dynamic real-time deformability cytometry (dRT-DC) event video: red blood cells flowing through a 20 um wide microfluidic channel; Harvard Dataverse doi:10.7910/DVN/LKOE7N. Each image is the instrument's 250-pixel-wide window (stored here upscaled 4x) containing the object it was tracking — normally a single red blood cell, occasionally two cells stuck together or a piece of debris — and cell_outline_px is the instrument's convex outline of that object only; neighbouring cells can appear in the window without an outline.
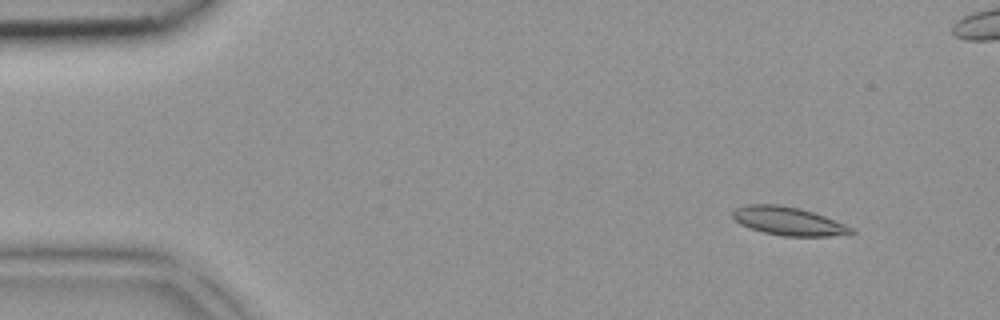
{"species": "common noctule bat (a hibernating species)", "species_latin": "Nyctalus noctula", "temperature_condition": "room temperature", "stored_images_in_passage": 3, "camera_frame_rate_fps": 3000, "um_per_image_px": 0.085, "animal": {"sex": "female", "body_mass_g": 18.4}, "frame": {"image": 1, "passage_image": 2, "time_ms": 0.333, "image_size_px": [1000, 320], "cell_outline_px": [[856, 232], [832, 236], [784, 236], [764, 232], [740, 224], [732, 216], [732, 212], [736, 208], [744, 204], [776, 204], [800, 208], [824, 216], [856, 228]], "centroid_in_image_um": [67.03, 18.79], "position_along_channel_um": 18.0, "area_um2": 19.54}}